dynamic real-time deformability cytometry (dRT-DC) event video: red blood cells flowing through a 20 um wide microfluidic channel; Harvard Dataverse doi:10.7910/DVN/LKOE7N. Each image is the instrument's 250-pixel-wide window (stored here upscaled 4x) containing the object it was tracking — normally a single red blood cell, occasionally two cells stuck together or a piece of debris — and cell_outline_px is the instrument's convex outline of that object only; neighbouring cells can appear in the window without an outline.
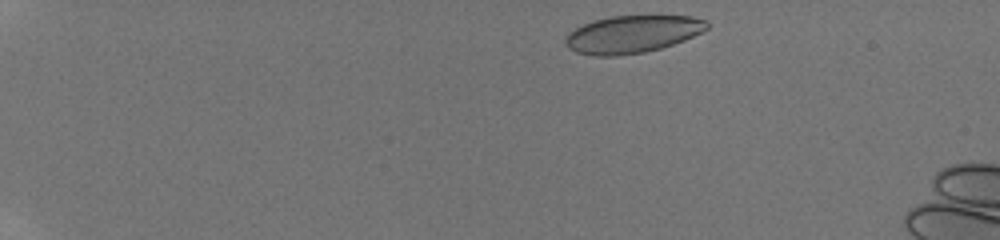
{"species": "human", "species_latin": "Homo sapiens", "temperature_condition": "room temperature", "stored_images_in_passage": 11, "camera_frame_rate_fps": 3000, "um_per_image_px": 0.085, "donor": {"sex": "male"}, "frame": {"image": 1, "passage_image": 1, "time_ms": 0.0, "image_size_px": [1000, 240], "cell_outline_px": [[708, 28], [684, 40], [660, 48], [644, 52], [616, 56], [592, 56], [576, 52], [568, 48], [564, 44], [564, 40], [568, 32], [592, 20], [612, 16], [692, 16], [708, 20]], "centroid_in_image_um": [53.7, 2.91], "position_along_channel_um": 31.3, "area_um2": 30.92}}
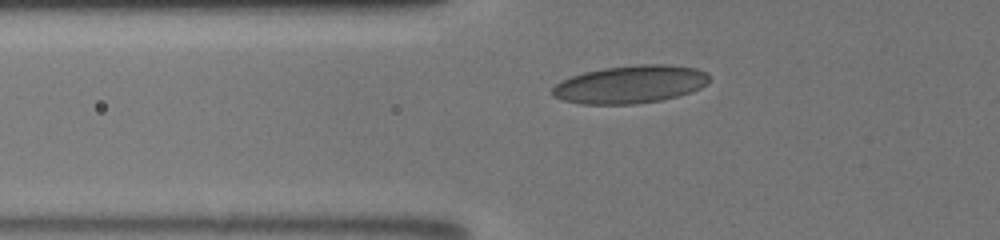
{"frame": {"image": 2, "passage_image": 10, "time_ms": 3.667, "image_size_px": [1000, 240], "cell_outline_px": [[708, 84], [692, 92], [660, 100], [636, 104], [580, 104], [560, 100], [552, 96], [552, 88], [556, 84], [572, 76], [584, 72], [604, 68], [640, 64], [668, 64], [696, 68], [708, 72]], "centroid_in_image_um": [53.58, 7.17], "position_along_channel_um": 72.2, "area_um2": 34.74}}